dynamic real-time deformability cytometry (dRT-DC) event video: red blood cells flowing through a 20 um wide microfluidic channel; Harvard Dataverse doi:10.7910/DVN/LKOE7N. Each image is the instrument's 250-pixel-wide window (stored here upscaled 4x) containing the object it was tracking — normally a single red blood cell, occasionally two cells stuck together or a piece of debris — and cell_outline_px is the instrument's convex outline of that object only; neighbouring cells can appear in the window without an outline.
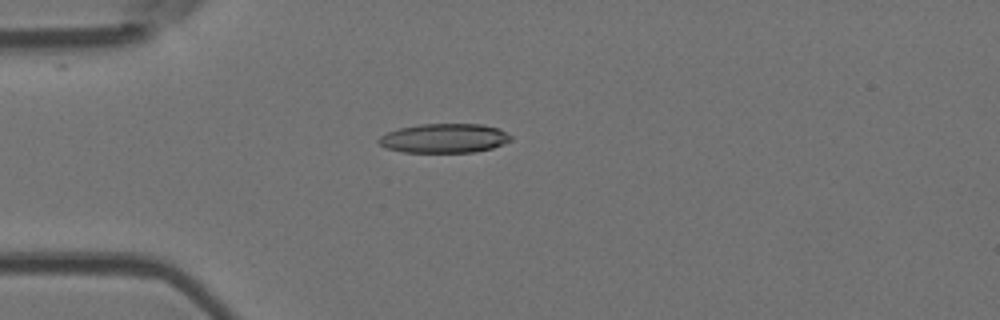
{"species": "Egyptian fruit bat (a non-hibernating species)", "species_latin": "Rousettus aegyptiacus", "temperature_condition": "room temperature", "stored_images_in_passage": 4, "camera_frame_rate_fps": 3000, "um_per_image_px": 0.085, "animal": {"sex": "female"}, "frame": {"image": 1, "passage_image": 4, "time_ms": 3.667, "image_size_px": [1000, 320], "cell_outline_px": [[512, 140], [492, 148], [472, 152], [404, 152], [384, 148], [376, 140], [380, 136], [388, 132], [400, 128], [420, 124], [480, 124], [496, 128], [512, 136]], "centroid_in_image_um": [37.72, 11.75], "position_along_channel_um": 47.3, "area_um2": 22.37}}